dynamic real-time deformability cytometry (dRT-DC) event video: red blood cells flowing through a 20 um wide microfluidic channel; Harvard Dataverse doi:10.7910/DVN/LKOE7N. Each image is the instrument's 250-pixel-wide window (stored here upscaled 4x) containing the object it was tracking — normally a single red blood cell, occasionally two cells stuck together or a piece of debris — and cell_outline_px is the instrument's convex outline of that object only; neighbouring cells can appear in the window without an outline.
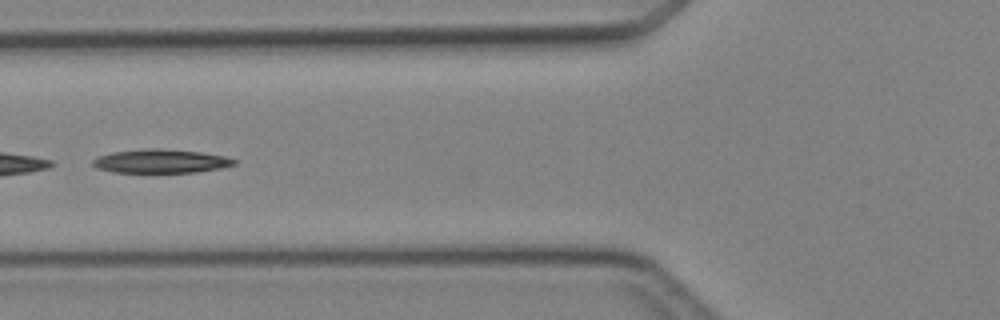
{"species": "Egyptian fruit bat (a non-hibernating species)", "species_latin": "Rousettus aegyptiacus", "temperature_condition": "cold", "stored_images_in_passage": 6, "segment_of_instrument_passage": [2, 2], "camera_frame_rate_fps": 3000, "um_per_image_px": 0.085, "animal": {"sex": "female"}, "frame": {"image": 1, "passage_image": 5, "time_ms": 5.667, "image_size_px": [1000, 320], "cell_outline_px": [[236, 164], [220, 168], [196, 172], [112, 172], [96, 168], [92, 164], [92, 160], [96, 156], [112, 152], [144, 148], [160, 148], [200, 152], [224, 156], [236, 160]], "centroid_in_image_um": [13.61, 13.69], "position_along_channel_um": 112.2, "area_um2": 19.59}}
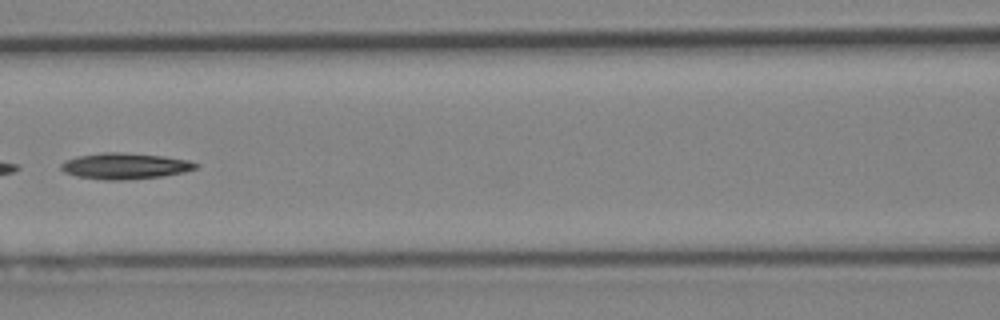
{"frame": {"image": 2, "passage_image": 6, "time_ms": 6.667, "image_size_px": [1000, 320], "cell_outline_px": [[200, 164], [196, 168], [184, 172], [160, 176], [124, 180], [104, 180], [76, 176], [64, 172], [60, 168], [60, 164], [64, 160], [76, 156], [104, 152], [120, 152], [164, 156], [188, 160]], "centroid_in_image_um": [10.58, 14.1], "position_along_channel_um": 156.0, "area_um2": 20.52}}